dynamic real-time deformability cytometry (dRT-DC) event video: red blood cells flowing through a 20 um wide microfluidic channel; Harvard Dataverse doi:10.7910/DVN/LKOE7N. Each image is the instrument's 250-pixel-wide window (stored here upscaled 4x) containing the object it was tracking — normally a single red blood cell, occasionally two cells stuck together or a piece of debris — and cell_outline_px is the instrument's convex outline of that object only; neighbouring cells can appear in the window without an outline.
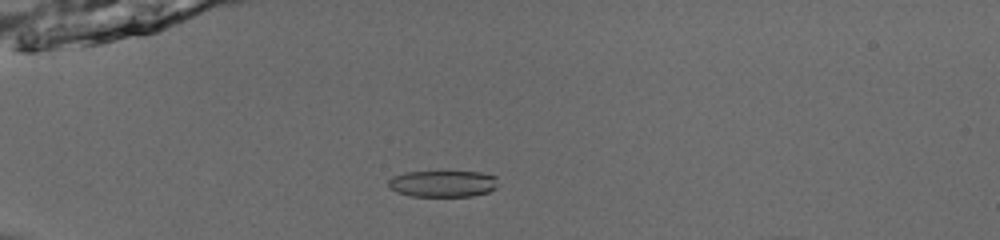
{"species": "common noctule bat (a hibernating species)", "species_latin": "Nyctalus noctula", "temperature_condition": "room temperature", "stored_images_in_passage": 54, "camera_frame_rate_fps": 3000, "um_per_image_px": 0.085, "animal": {"sex": "male", "body_mass_g": 13.0, "forearm_length_mm": 53.1}, "frame": {"image": 1, "passage_image": 17, "time_ms": 5.333, "image_size_px": [1000, 240], "cell_outline_px": [[496, 188], [488, 192], [472, 196], [412, 196], [396, 192], [388, 188], [388, 180], [392, 176], [404, 172], [480, 172], [496, 176]], "centroid_in_image_um": [37.6, 15.61], "position_along_channel_um": 47.4, "area_um2": 16.99}}
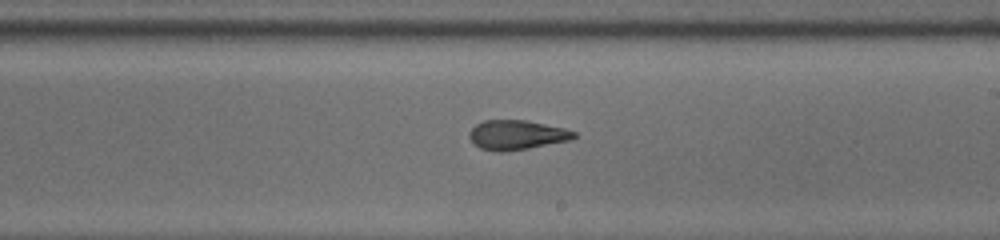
{"frame": {"image": 2, "passage_image": 34, "time_ms": 11.0, "image_size_px": [1000, 240], "cell_outline_px": [[576, 136], [572, 140], [528, 148], [504, 152], [496, 152], [480, 148], [468, 136], [468, 132], [476, 124], [484, 120], [524, 120], [564, 128], [576, 132]], "centroid_in_image_um": [43.91, 11.47], "position_along_channel_um": 245.1, "area_um2": 17.98}}
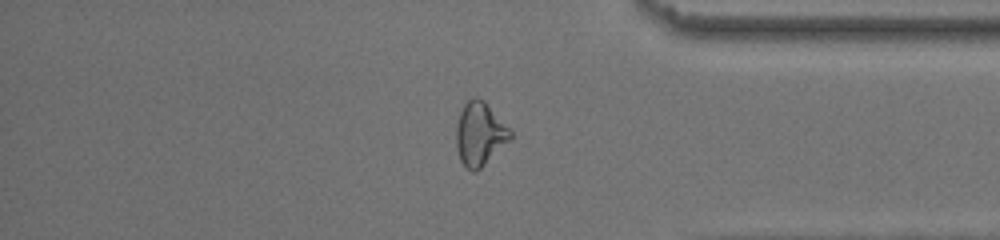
{"frame": {"image": 3, "passage_image": 46, "time_ms": 15.0, "image_size_px": [1000, 240], "cell_outline_px": [[512, 140], [476, 172], [472, 172], [460, 160], [456, 148], [456, 124], [460, 112], [464, 104], [472, 96], [476, 96], [484, 100], [512, 132]], "centroid_in_image_um": [40.78, 11.38], "position_along_channel_um": 394.4, "area_um2": 20.17}}